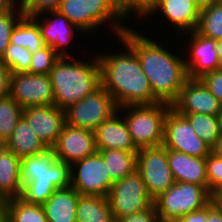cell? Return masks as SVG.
<instances>
[{"label":"cell","mask_w":222,"mask_h":222,"mask_svg":"<svg viewBox=\"0 0 222 222\" xmlns=\"http://www.w3.org/2000/svg\"><path fill=\"white\" fill-rule=\"evenodd\" d=\"M22 115L23 108L10 94L0 97V142H7Z\"/></svg>","instance_id":"obj_30"},{"label":"cell","mask_w":222,"mask_h":222,"mask_svg":"<svg viewBox=\"0 0 222 222\" xmlns=\"http://www.w3.org/2000/svg\"><path fill=\"white\" fill-rule=\"evenodd\" d=\"M221 106L200 79H188L172 104V109L178 114L202 113L217 116Z\"/></svg>","instance_id":"obj_16"},{"label":"cell","mask_w":222,"mask_h":222,"mask_svg":"<svg viewBox=\"0 0 222 222\" xmlns=\"http://www.w3.org/2000/svg\"><path fill=\"white\" fill-rule=\"evenodd\" d=\"M22 117L47 148H53L66 123L65 110L55 105L23 108Z\"/></svg>","instance_id":"obj_14"},{"label":"cell","mask_w":222,"mask_h":222,"mask_svg":"<svg viewBox=\"0 0 222 222\" xmlns=\"http://www.w3.org/2000/svg\"><path fill=\"white\" fill-rule=\"evenodd\" d=\"M70 167L71 187L80 195L108 196L113 182L105 161L98 151L72 163Z\"/></svg>","instance_id":"obj_10"},{"label":"cell","mask_w":222,"mask_h":222,"mask_svg":"<svg viewBox=\"0 0 222 222\" xmlns=\"http://www.w3.org/2000/svg\"><path fill=\"white\" fill-rule=\"evenodd\" d=\"M107 198L115 221L154 205L145 182L136 170L114 182Z\"/></svg>","instance_id":"obj_9"},{"label":"cell","mask_w":222,"mask_h":222,"mask_svg":"<svg viewBox=\"0 0 222 222\" xmlns=\"http://www.w3.org/2000/svg\"><path fill=\"white\" fill-rule=\"evenodd\" d=\"M45 13L48 17L52 15L53 19L49 20L46 16L44 23H42L39 19H42ZM31 18L38 24L45 45L51 46L60 57H71V53L65 51V47L75 37L74 28L80 30L64 14L58 10H53Z\"/></svg>","instance_id":"obj_18"},{"label":"cell","mask_w":222,"mask_h":222,"mask_svg":"<svg viewBox=\"0 0 222 222\" xmlns=\"http://www.w3.org/2000/svg\"><path fill=\"white\" fill-rule=\"evenodd\" d=\"M79 197L72 187L57 189L42 205L48 222H76Z\"/></svg>","instance_id":"obj_22"},{"label":"cell","mask_w":222,"mask_h":222,"mask_svg":"<svg viewBox=\"0 0 222 222\" xmlns=\"http://www.w3.org/2000/svg\"><path fill=\"white\" fill-rule=\"evenodd\" d=\"M120 8V0H112Z\"/></svg>","instance_id":"obj_52"},{"label":"cell","mask_w":222,"mask_h":222,"mask_svg":"<svg viewBox=\"0 0 222 222\" xmlns=\"http://www.w3.org/2000/svg\"><path fill=\"white\" fill-rule=\"evenodd\" d=\"M5 146L19 159L42 153L47 149L23 117L18 121Z\"/></svg>","instance_id":"obj_23"},{"label":"cell","mask_w":222,"mask_h":222,"mask_svg":"<svg viewBox=\"0 0 222 222\" xmlns=\"http://www.w3.org/2000/svg\"><path fill=\"white\" fill-rule=\"evenodd\" d=\"M206 172L209 192L212 194L222 185V158L210 153L206 157Z\"/></svg>","instance_id":"obj_36"},{"label":"cell","mask_w":222,"mask_h":222,"mask_svg":"<svg viewBox=\"0 0 222 222\" xmlns=\"http://www.w3.org/2000/svg\"><path fill=\"white\" fill-rule=\"evenodd\" d=\"M6 149L5 143L0 142V155Z\"/></svg>","instance_id":"obj_51"},{"label":"cell","mask_w":222,"mask_h":222,"mask_svg":"<svg viewBox=\"0 0 222 222\" xmlns=\"http://www.w3.org/2000/svg\"><path fill=\"white\" fill-rule=\"evenodd\" d=\"M217 118H218V122H219L220 129H221V132H222V106H221L220 111L217 114Z\"/></svg>","instance_id":"obj_49"},{"label":"cell","mask_w":222,"mask_h":222,"mask_svg":"<svg viewBox=\"0 0 222 222\" xmlns=\"http://www.w3.org/2000/svg\"><path fill=\"white\" fill-rule=\"evenodd\" d=\"M10 44L27 48L32 55L45 46L38 24L32 18L25 16L15 25Z\"/></svg>","instance_id":"obj_27"},{"label":"cell","mask_w":222,"mask_h":222,"mask_svg":"<svg viewBox=\"0 0 222 222\" xmlns=\"http://www.w3.org/2000/svg\"><path fill=\"white\" fill-rule=\"evenodd\" d=\"M60 56L51 46H43L32 55L28 73L48 75Z\"/></svg>","instance_id":"obj_33"},{"label":"cell","mask_w":222,"mask_h":222,"mask_svg":"<svg viewBox=\"0 0 222 222\" xmlns=\"http://www.w3.org/2000/svg\"><path fill=\"white\" fill-rule=\"evenodd\" d=\"M10 70L0 59V97L9 94Z\"/></svg>","instance_id":"obj_40"},{"label":"cell","mask_w":222,"mask_h":222,"mask_svg":"<svg viewBox=\"0 0 222 222\" xmlns=\"http://www.w3.org/2000/svg\"><path fill=\"white\" fill-rule=\"evenodd\" d=\"M136 171L141 175L153 200L175 183L168 163L167 149L163 145L139 149Z\"/></svg>","instance_id":"obj_11"},{"label":"cell","mask_w":222,"mask_h":222,"mask_svg":"<svg viewBox=\"0 0 222 222\" xmlns=\"http://www.w3.org/2000/svg\"><path fill=\"white\" fill-rule=\"evenodd\" d=\"M9 94L22 108L54 105V93L49 74L11 73Z\"/></svg>","instance_id":"obj_13"},{"label":"cell","mask_w":222,"mask_h":222,"mask_svg":"<svg viewBox=\"0 0 222 222\" xmlns=\"http://www.w3.org/2000/svg\"><path fill=\"white\" fill-rule=\"evenodd\" d=\"M207 219V205L202 209L193 211L176 220V222H206Z\"/></svg>","instance_id":"obj_41"},{"label":"cell","mask_w":222,"mask_h":222,"mask_svg":"<svg viewBox=\"0 0 222 222\" xmlns=\"http://www.w3.org/2000/svg\"><path fill=\"white\" fill-rule=\"evenodd\" d=\"M167 158L175 182L208 186L205 157H193L167 149Z\"/></svg>","instance_id":"obj_21"},{"label":"cell","mask_w":222,"mask_h":222,"mask_svg":"<svg viewBox=\"0 0 222 222\" xmlns=\"http://www.w3.org/2000/svg\"><path fill=\"white\" fill-rule=\"evenodd\" d=\"M25 17H34L44 12L58 10L62 0H18Z\"/></svg>","instance_id":"obj_35"},{"label":"cell","mask_w":222,"mask_h":222,"mask_svg":"<svg viewBox=\"0 0 222 222\" xmlns=\"http://www.w3.org/2000/svg\"><path fill=\"white\" fill-rule=\"evenodd\" d=\"M119 108L108 119L103 121L94 131L96 150L118 149L127 152H138L127 124L122 115L119 118Z\"/></svg>","instance_id":"obj_19"},{"label":"cell","mask_w":222,"mask_h":222,"mask_svg":"<svg viewBox=\"0 0 222 222\" xmlns=\"http://www.w3.org/2000/svg\"><path fill=\"white\" fill-rule=\"evenodd\" d=\"M58 11L83 33H90L109 22L119 37L129 27L123 24L127 18L112 0H62Z\"/></svg>","instance_id":"obj_5"},{"label":"cell","mask_w":222,"mask_h":222,"mask_svg":"<svg viewBox=\"0 0 222 222\" xmlns=\"http://www.w3.org/2000/svg\"><path fill=\"white\" fill-rule=\"evenodd\" d=\"M49 76L53 87L54 105L63 110L101 86L97 55L85 62L75 60L74 56L60 57Z\"/></svg>","instance_id":"obj_4"},{"label":"cell","mask_w":222,"mask_h":222,"mask_svg":"<svg viewBox=\"0 0 222 222\" xmlns=\"http://www.w3.org/2000/svg\"><path fill=\"white\" fill-rule=\"evenodd\" d=\"M6 212V200L0 196V217Z\"/></svg>","instance_id":"obj_48"},{"label":"cell","mask_w":222,"mask_h":222,"mask_svg":"<svg viewBox=\"0 0 222 222\" xmlns=\"http://www.w3.org/2000/svg\"><path fill=\"white\" fill-rule=\"evenodd\" d=\"M211 152L214 153L216 156L222 158V135L217 140L215 145L211 148Z\"/></svg>","instance_id":"obj_46"},{"label":"cell","mask_w":222,"mask_h":222,"mask_svg":"<svg viewBox=\"0 0 222 222\" xmlns=\"http://www.w3.org/2000/svg\"><path fill=\"white\" fill-rule=\"evenodd\" d=\"M195 5L200 9H204L207 7L212 6L213 4H215L218 0H193Z\"/></svg>","instance_id":"obj_45"},{"label":"cell","mask_w":222,"mask_h":222,"mask_svg":"<svg viewBox=\"0 0 222 222\" xmlns=\"http://www.w3.org/2000/svg\"><path fill=\"white\" fill-rule=\"evenodd\" d=\"M163 146L193 157L206 158L211 153V147L196 135L189 121L172 108L165 118Z\"/></svg>","instance_id":"obj_12"},{"label":"cell","mask_w":222,"mask_h":222,"mask_svg":"<svg viewBox=\"0 0 222 222\" xmlns=\"http://www.w3.org/2000/svg\"><path fill=\"white\" fill-rule=\"evenodd\" d=\"M23 16L19 5L11 11L0 12V59L10 44V37L15 25Z\"/></svg>","instance_id":"obj_34"},{"label":"cell","mask_w":222,"mask_h":222,"mask_svg":"<svg viewBox=\"0 0 222 222\" xmlns=\"http://www.w3.org/2000/svg\"><path fill=\"white\" fill-rule=\"evenodd\" d=\"M8 222H48L42 205L29 204L20 198L6 200Z\"/></svg>","instance_id":"obj_28"},{"label":"cell","mask_w":222,"mask_h":222,"mask_svg":"<svg viewBox=\"0 0 222 222\" xmlns=\"http://www.w3.org/2000/svg\"><path fill=\"white\" fill-rule=\"evenodd\" d=\"M117 110L113 97L103 86H100L93 93L65 109L66 124L94 132Z\"/></svg>","instance_id":"obj_8"},{"label":"cell","mask_w":222,"mask_h":222,"mask_svg":"<svg viewBox=\"0 0 222 222\" xmlns=\"http://www.w3.org/2000/svg\"><path fill=\"white\" fill-rule=\"evenodd\" d=\"M70 164L59 161L53 148L21 159L20 199L43 205L57 189L71 187Z\"/></svg>","instance_id":"obj_3"},{"label":"cell","mask_w":222,"mask_h":222,"mask_svg":"<svg viewBox=\"0 0 222 222\" xmlns=\"http://www.w3.org/2000/svg\"><path fill=\"white\" fill-rule=\"evenodd\" d=\"M216 50H217L218 59L220 62V67L222 68V38L219 40H216Z\"/></svg>","instance_id":"obj_47"},{"label":"cell","mask_w":222,"mask_h":222,"mask_svg":"<svg viewBox=\"0 0 222 222\" xmlns=\"http://www.w3.org/2000/svg\"><path fill=\"white\" fill-rule=\"evenodd\" d=\"M200 80L222 105V68L204 74Z\"/></svg>","instance_id":"obj_38"},{"label":"cell","mask_w":222,"mask_h":222,"mask_svg":"<svg viewBox=\"0 0 222 222\" xmlns=\"http://www.w3.org/2000/svg\"><path fill=\"white\" fill-rule=\"evenodd\" d=\"M126 28L119 37L136 53L142 70L149 80L154 97L162 103L172 105L179 96L188 78L185 59L164 49L158 42Z\"/></svg>","instance_id":"obj_1"},{"label":"cell","mask_w":222,"mask_h":222,"mask_svg":"<svg viewBox=\"0 0 222 222\" xmlns=\"http://www.w3.org/2000/svg\"><path fill=\"white\" fill-rule=\"evenodd\" d=\"M117 38L126 52L97 54L101 86L110 93L118 108L159 103L135 51L121 37Z\"/></svg>","instance_id":"obj_2"},{"label":"cell","mask_w":222,"mask_h":222,"mask_svg":"<svg viewBox=\"0 0 222 222\" xmlns=\"http://www.w3.org/2000/svg\"><path fill=\"white\" fill-rule=\"evenodd\" d=\"M212 201L222 206V185H220L213 193H212Z\"/></svg>","instance_id":"obj_44"},{"label":"cell","mask_w":222,"mask_h":222,"mask_svg":"<svg viewBox=\"0 0 222 222\" xmlns=\"http://www.w3.org/2000/svg\"><path fill=\"white\" fill-rule=\"evenodd\" d=\"M206 222H222V206H219L211 201L207 205Z\"/></svg>","instance_id":"obj_42"},{"label":"cell","mask_w":222,"mask_h":222,"mask_svg":"<svg viewBox=\"0 0 222 222\" xmlns=\"http://www.w3.org/2000/svg\"><path fill=\"white\" fill-rule=\"evenodd\" d=\"M212 201L208 186L175 182L154 199L159 220L176 221L184 215L202 209Z\"/></svg>","instance_id":"obj_7"},{"label":"cell","mask_w":222,"mask_h":222,"mask_svg":"<svg viewBox=\"0 0 222 222\" xmlns=\"http://www.w3.org/2000/svg\"><path fill=\"white\" fill-rule=\"evenodd\" d=\"M53 149L59 161L71 165L97 151L95 134L91 130L73 127L65 123Z\"/></svg>","instance_id":"obj_15"},{"label":"cell","mask_w":222,"mask_h":222,"mask_svg":"<svg viewBox=\"0 0 222 222\" xmlns=\"http://www.w3.org/2000/svg\"><path fill=\"white\" fill-rule=\"evenodd\" d=\"M189 57L185 59L189 79H200L204 74L213 72L220 67L216 50V40L190 32Z\"/></svg>","instance_id":"obj_17"},{"label":"cell","mask_w":222,"mask_h":222,"mask_svg":"<svg viewBox=\"0 0 222 222\" xmlns=\"http://www.w3.org/2000/svg\"><path fill=\"white\" fill-rule=\"evenodd\" d=\"M21 159L7 148L0 155V196L5 200L20 198Z\"/></svg>","instance_id":"obj_24"},{"label":"cell","mask_w":222,"mask_h":222,"mask_svg":"<svg viewBox=\"0 0 222 222\" xmlns=\"http://www.w3.org/2000/svg\"><path fill=\"white\" fill-rule=\"evenodd\" d=\"M159 222H176V221H163V220H160Z\"/></svg>","instance_id":"obj_53"},{"label":"cell","mask_w":222,"mask_h":222,"mask_svg":"<svg viewBox=\"0 0 222 222\" xmlns=\"http://www.w3.org/2000/svg\"><path fill=\"white\" fill-rule=\"evenodd\" d=\"M0 222H8V217L6 212L0 217Z\"/></svg>","instance_id":"obj_50"},{"label":"cell","mask_w":222,"mask_h":222,"mask_svg":"<svg viewBox=\"0 0 222 222\" xmlns=\"http://www.w3.org/2000/svg\"><path fill=\"white\" fill-rule=\"evenodd\" d=\"M97 151L102 155L113 183L129 176L136 170L137 152L118 149Z\"/></svg>","instance_id":"obj_26"},{"label":"cell","mask_w":222,"mask_h":222,"mask_svg":"<svg viewBox=\"0 0 222 222\" xmlns=\"http://www.w3.org/2000/svg\"><path fill=\"white\" fill-rule=\"evenodd\" d=\"M17 0H0V12L11 11L15 9L19 4Z\"/></svg>","instance_id":"obj_43"},{"label":"cell","mask_w":222,"mask_h":222,"mask_svg":"<svg viewBox=\"0 0 222 222\" xmlns=\"http://www.w3.org/2000/svg\"><path fill=\"white\" fill-rule=\"evenodd\" d=\"M161 0H120V9L125 16L131 13L138 14L139 17H145Z\"/></svg>","instance_id":"obj_37"},{"label":"cell","mask_w":222,"mask_h":222,"mask_svg":"<svg viewBox=\"0 0 222 222\" xmlns=\"http://www.w3.org/2000/svg\"><path fill=\"white\" fill-rule=\"evenodd\" d=\"M180 115L184 116L189 121L196 135L211 148L221 137L222 132L217 116L202 113Z\"/></svg>","instance_id":"obj_29"},{"label":"cell","mask_w":222,"mask_h":222,"mask_svg":"<svg viewBox=\"0 0 222 222\" xmlns=\"http://www.w3.org/2000/svg\"><path fill=\"white\" fill-rule=\"evenodd\" d=\"M155 205L148 207L140 212L117 219L116 222H159Z\"/></svg>","instance_id":"obj_39"},{"label":"cell","mask_w":222,"mask_h":222,"mask_svg":"<svg viewBox=\"0 0 222 222\" xmlns=\"http://www.w3.org/2000/svg\"><path fill=\"white\" fill-rule=\"evenodd\" d=\"M161 11L165 19L177 26V32L189 34L195 31L199 22L200 9L193 0H161L147 15Z\"/></svg>","instance_id":"obj_20"},{"label":"cell","mask_w":222,"mask_h":222,"mask_svg":"<svg viewBox=\"0 0 222 222\" xmlns=\"http://www.w3.org/2000/svg\"><path fill=\"white\" fill-rule=\"evenodd\" d=\"M172 105L156 103L153 105H128L120 107L119 111L126 112L123 118L129 133L138 149L159 147L164 141V123Z\"/></svg>","instance_id":"obj_6"},{"label":"cell","mask_w":222,"mask_h":222,"mask_svg":"<svg viewBox=\"0 0 222 222\" xmlns=\"http://www.w3.org/2000/svg\"><path fill=\"white\" fill-rule=\"evenodd\" d=\"M32 54L27 48L16 44H9L1 61L7 66L11 73L27 72L31 65Z\"/></svg>","instance_id":"obj_32"},{"label":"cell","mask_w":222,"mask_h":222,"mask_svg":"<svg viewBox=\"0 0 222 222\" xmlns=\"http://www.w3.org/2000/svg\"><path fill=\"white\" fill-rule=\"evenodd\" d=\"M196 31L215 40L222 38V0H218L212 6L200 10Z\"/></svg>","instance_id":"obj_31"},{"label":"cell","mask_w":222,"mask_h":222,"mask_svg":"<svg viewBox=\"0 0 222 222\" xmlns=\"http://www.w3.org/2000/svg\"><path fill=\"white\" fill-rule=\"evenodd\" d=\"M76 222H116L107 197L80 195Z\"/></svg>","instance_id":"obj_25"}]
</instances>
